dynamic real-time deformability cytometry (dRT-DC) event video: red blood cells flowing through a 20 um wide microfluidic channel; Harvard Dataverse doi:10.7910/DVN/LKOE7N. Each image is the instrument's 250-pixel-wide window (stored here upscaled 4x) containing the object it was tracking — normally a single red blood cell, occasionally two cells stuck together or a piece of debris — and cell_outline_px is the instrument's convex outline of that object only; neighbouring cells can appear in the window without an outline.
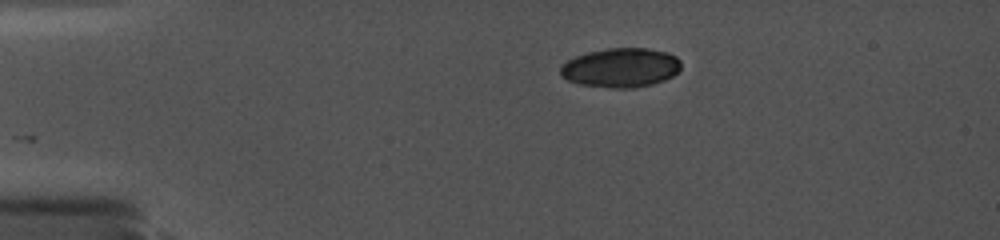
{"species": "common noctule bat (a hibernating species)", "species_latin": "Nyctalus noctula", "temperature_condition": "cold", "stored_images_in_passage": 9, "camera_frame_rate_fps": 5000, "um_per_image_px": 0.085, "animal": {"sex": "female", "body_mass_g": 19.0, "forearm_length_mm": 56.7}, "frame": {"image": 1, "passage_image": 1, "time_ms": 0.0, "image_size_px": [1000, 240], "cell_outline_px": [[680, 68], [672, 76], [664, 80], [652, 84], [632, 88], [612, 88], [580, 84], [568, 80], [560, 76], [560, 64], [576, 56], [592, 52], [612, 48], [644, 48], [668, 52], [676, 56], [680, 60]], "centroid_in_image_um": [52.76, 5.76], "position_along_channel_um": 32.2, "area_um2": 27.46}}